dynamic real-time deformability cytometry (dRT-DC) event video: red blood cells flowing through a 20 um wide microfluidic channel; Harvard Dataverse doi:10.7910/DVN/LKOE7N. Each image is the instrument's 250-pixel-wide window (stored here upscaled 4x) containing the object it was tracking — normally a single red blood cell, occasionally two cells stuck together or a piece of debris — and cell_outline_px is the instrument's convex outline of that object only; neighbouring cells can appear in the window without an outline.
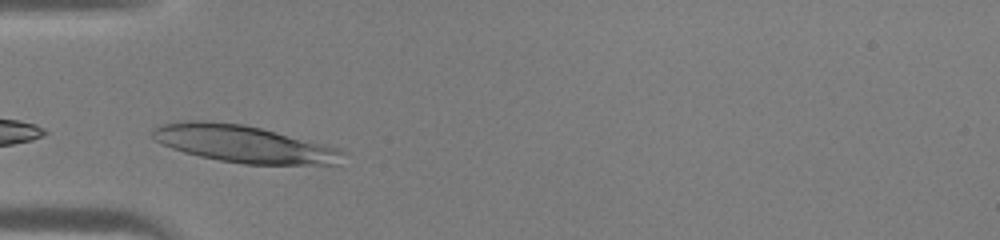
{"species": "human", "species_latin": "Homo sapiens", "temperature_condition": "warm", "stored_images_in_passage": 23, "camera_frame_rate_fps": 3000, "um_per_image_px": 0.085, "donor": {"sex": "male"}, "frame": {"image": 1, "passage_image": 4, "time_ms": 1.0, "image_size_px": [1000, 240], "cell_outline_px": [[348, 152], [336, 164], [244, 164], [220, 160], [200, 156], [184, 152], [172, 148], [156, 140], [152, 136], [152, 128], [164, 124], [184, 120], [204, 120], [244, 124], [340, 148]], "centroid_in_image_um": [20.71, 12.22], "position_along_channel_um": 64.3, "area_um2": 40.92}}
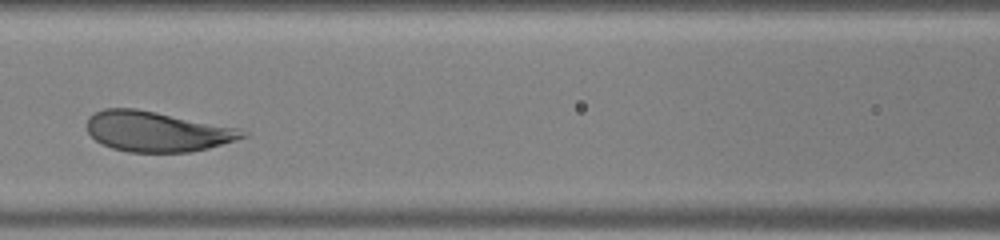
{"frame": {"image": 2, "passage_image": 10, "time_ms": 3.0, "image_size_px": [1000, 240], "cell_outline_px": [[248, 136], [236, 140], [208, 148], [188, 152], [128, 152], [112, 148], [96, 140], [88, 132], [88, 116], [104, 108], [136, 108], [240, 128], [248, 132]], "centroid_in_image_um": [13.37, 11.17], "position_along_channel_um": 153.2, "area_um2": 36.41}}
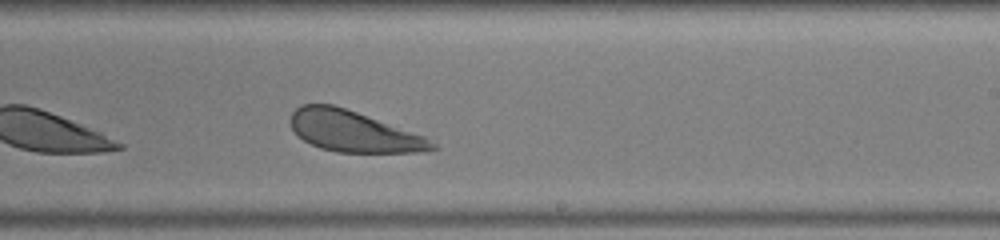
{"frame": {"image": 3, "passage_image": 17, "time_ms": 5.333, "image_size_px": [1000, 240], "cell_outline_px": [[440, 148], [424, 152], [336, 152], [320, 148], [304, 140], [292, 128], [288, 120], [292, 112], [300, 104], [332, 104], [356, 112], [424, 136], [436, 144]], "centroid_in_image_um": [30.03, 11.17], "position_along_channel_um": 259.0, "area_um2": 33.52}}